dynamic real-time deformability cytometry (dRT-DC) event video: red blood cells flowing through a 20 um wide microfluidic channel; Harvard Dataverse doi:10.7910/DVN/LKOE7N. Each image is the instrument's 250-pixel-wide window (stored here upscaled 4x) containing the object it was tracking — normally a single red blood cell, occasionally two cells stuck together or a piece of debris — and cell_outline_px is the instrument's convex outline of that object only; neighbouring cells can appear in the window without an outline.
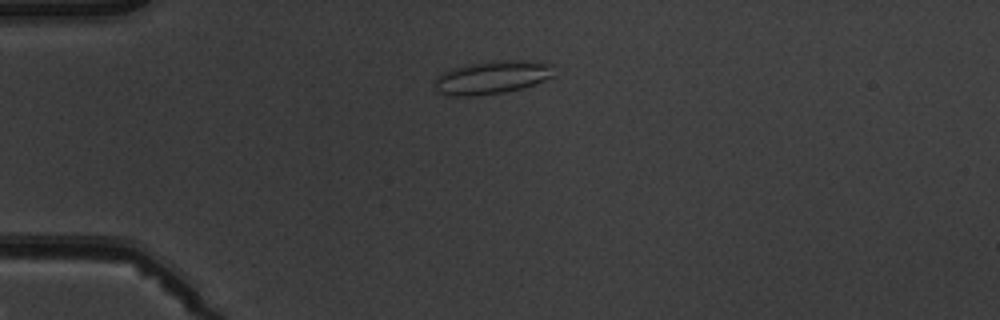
{"species": "common noctule bat (a hibernating species)", "species_latin": "Nyctalus noctula", "temperature_condition": "warm", "stored_images_in_passage": 4, "camera_frame_rate_fps": 3000, "um_per_image_px": 0.085, "animal": {"sex": "male", "body_mass_g": 19.5, "forearm_length_mm": 54.6}, "frame": {"image": 1, "passage_image": 3, "time_ms": 2.333, "image_size_px": [1000, 320], "cell_outline_px": [[556, 76], [524, 88], [504, 92], [472, 96], [452, 96], [440, 92], [436, 88], [436, 76], [452, 68], [468, 64], [492, 60], [540, 60], [552, 64]], "centroid_in_image_um": [41.92, 6.55], "position_along_channel_um": 43.1, "area_um2": 23.41}}